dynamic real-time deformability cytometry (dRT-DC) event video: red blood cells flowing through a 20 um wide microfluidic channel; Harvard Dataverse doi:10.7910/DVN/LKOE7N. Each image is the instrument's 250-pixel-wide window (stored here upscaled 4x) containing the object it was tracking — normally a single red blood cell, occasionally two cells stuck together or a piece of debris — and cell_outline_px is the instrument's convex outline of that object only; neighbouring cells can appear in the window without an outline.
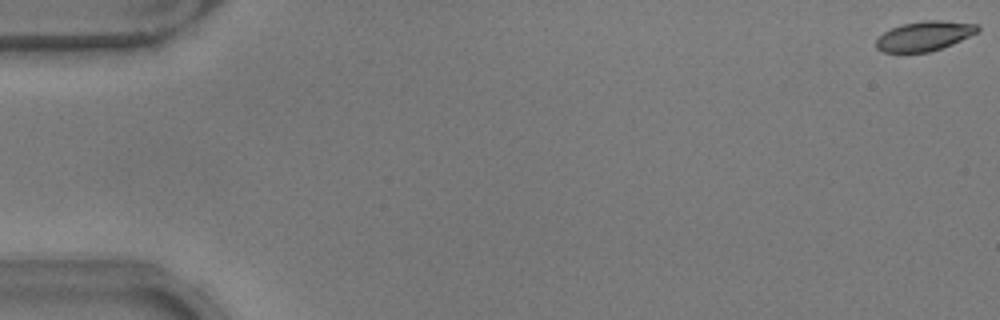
{"species": "common noctule bat (a hibernating species)", "species_latin": "Nyctalus noctula", "temperature_condition": "warm", "stored_images_in_passage": 10, "camera_frame_rate_fps": 3000, "um_per_image_px": 0.085, "animal": {"sex": "male", "body_mass_g": 17.9}, "frame": {"image": 1, "passage_image": 1, "time_ms": 0.0, "image_size_px": [1000, 320], "cell_outline_px": [[980, 32], [952, 44], [928, 52], [884, 52], [876, 48], [876, 40], [884, 32], [900, 24], [924, 20], [940, 20], [976, 24], [980, 28]], "centroid_in_image_um": [78.59, 3.05], "position_along_channel_um": 6.4, "area_um2": 17.51}}